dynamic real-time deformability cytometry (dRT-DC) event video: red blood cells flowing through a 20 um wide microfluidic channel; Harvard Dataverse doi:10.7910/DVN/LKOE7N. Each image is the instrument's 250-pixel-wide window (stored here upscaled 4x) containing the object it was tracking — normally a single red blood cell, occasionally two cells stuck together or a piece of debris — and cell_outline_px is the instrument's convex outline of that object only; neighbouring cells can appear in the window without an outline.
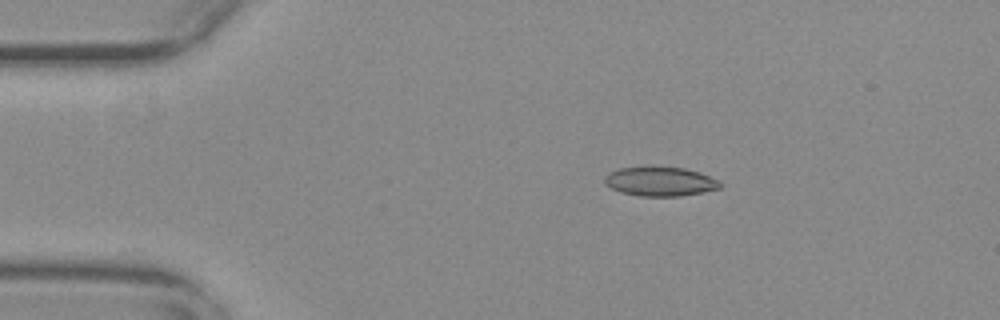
{"species": "common noctule bat (a hibernating species)", "species_latin": "Nyctalus noctula", "temperature_condition": "warm", "stored_images_in_passage": 46, "camera_frame_rate_fps": 3000, "um_per_image_px": 0.085, "animal": {"sex": "female", "body_mass_g": 29.2, "forearm_length_mm": 56.3}, "frame": {"image": 1, "passage_image": 1, "time_ms": 0.0, "image_size_px": [1000, 320], "cell_outline_px": [[724, 184], [720, 188], [704, 192], [680, 196], [640, 196], [620, 192], [604, 184], [604, 176], [608, 172], [620, 168], [684, 168], [700, 172], [720, 180]], "centroid_in_image_um": [56.14, 15.44], "position_along_channel_um": 28.9, "area_um2": 19.59}}
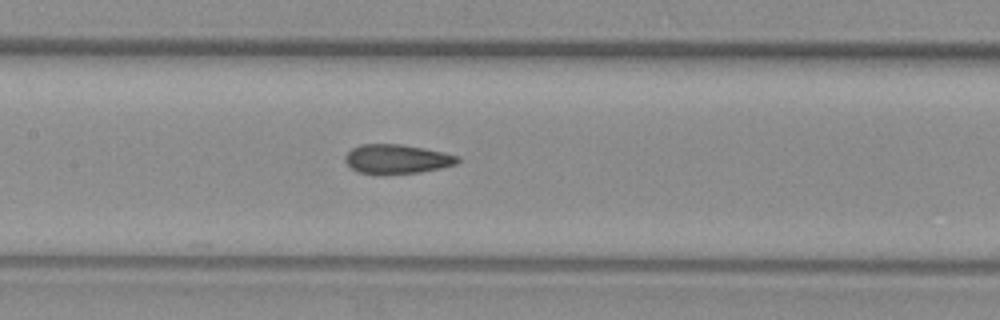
{"frame": {"image": 2, "passage_image": 17, "time_ms": 5.333, "image_size_px": [1000, 320], "cell_outline_px": [[460, 160], [456, 164], [440, 168], [420, 172], [360, 172], [352, 168], [344, 160], [344, 156], [352, 148], [360, 144], [400, 144], [424, 148], [444, 152], [460, 156]], "centroid_in_image_um": [33.77, 13.48], "position_along_channel_um": 173.6, "area_um2": 18.67}}
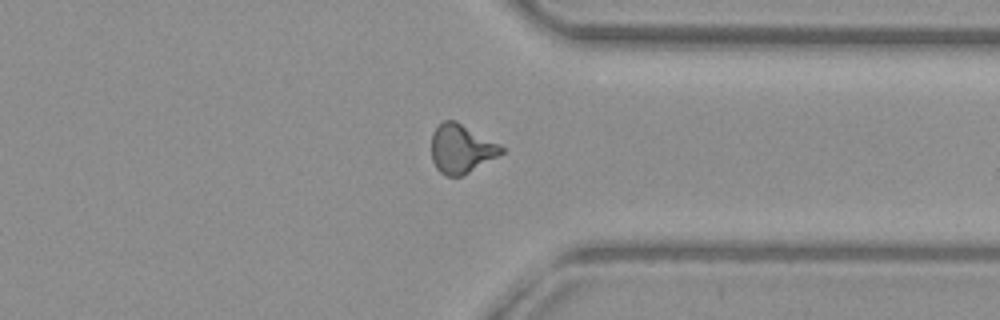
{"frame": {"image": 3, "passage_image": 33, "time_ms": 10.667, "image_size_px": [1000, 320], "cell_outline_px": [[504, 152], [468, 172], [460, 176], [444, 176], [436, 168], [432, 160], [432, 132], [444, 120], [456, 120], [500, 144], [504, 148]], "centroid_in_image_um": [39.19, 12.63], "position_along_channel_um": 372.2, "area_um2": 19.71}, "authors_computed_cell_mechanics": {"area_um2": 19.5364, "velocity_mm_per_s": 3.7776, "shape_relaxation_time_tau1_ms": null, "shape_relaxation_time_tau2_ms": 1.9831, "deformation_change_tau1": null, "deformation_change_tau2": 0.0796}}